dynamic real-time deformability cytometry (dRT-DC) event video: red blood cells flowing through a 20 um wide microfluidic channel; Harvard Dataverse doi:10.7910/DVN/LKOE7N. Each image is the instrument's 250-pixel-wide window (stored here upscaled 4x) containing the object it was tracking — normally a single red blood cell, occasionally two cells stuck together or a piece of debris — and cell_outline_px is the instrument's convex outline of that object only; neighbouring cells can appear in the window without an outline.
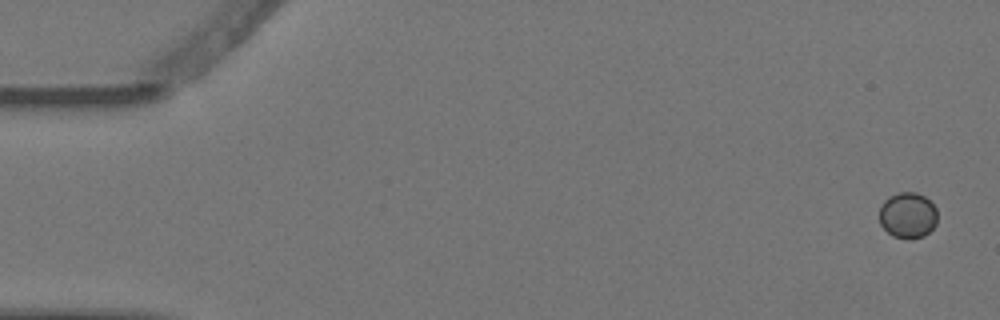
{"species": "Egyptian fruit bat (a non-hibernating species)", "species_latin": "Rousettus aegyptiacus", "temperature_condition": "warm", "stored_images_in_passage": 5, "camera_frame_rate_fps": 3000, "um_per_image_px": 0.085, "animal": {"sex": "female"}, "frame": {"image": 1, "passage_image": 1, "time_ms": 0.0, "image_size_px": [1000, 320], "cell_outline_px": [[936, 224], [924, 236], [908, 240], [892, 236], [880, 224], [880, 204], [888, 196], [900, 192], [916, 192], [924, 196], [936, 208]], "centroid_in_image_um": [77.14, 18.3], "position_along_channel_um": 7.9, "area_um2": 15.61}}
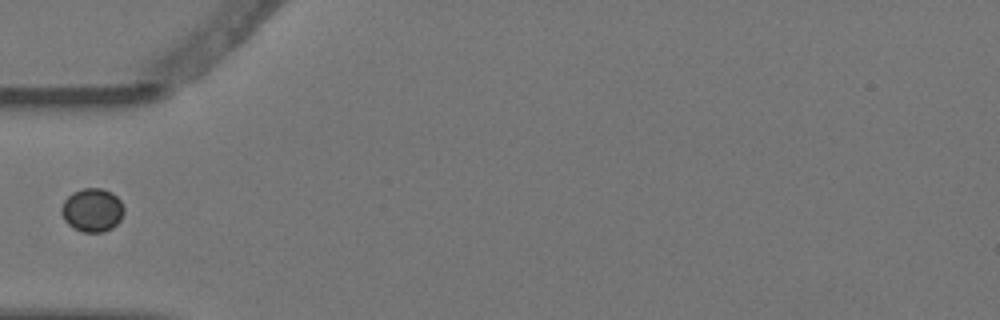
{"frame": {"image": 2, "passage_image": 5, "time_ms": 1.333, "image_size_px": [1000, 320], "cell_outline_px": [[124, 212], [120, 220], [112, 228], [100, 232], [84, 232], [72, 228], [64, 220], [60, 212], [60, 208], [64, 200], [72, 192], [84, 188], [100, 188], [112, 192], [120, 200], [124, 208]], "centroid_in_image_um": [7.82, 17.85], "position_along_channel_um": 77.2, "area_um2": 15.95}}